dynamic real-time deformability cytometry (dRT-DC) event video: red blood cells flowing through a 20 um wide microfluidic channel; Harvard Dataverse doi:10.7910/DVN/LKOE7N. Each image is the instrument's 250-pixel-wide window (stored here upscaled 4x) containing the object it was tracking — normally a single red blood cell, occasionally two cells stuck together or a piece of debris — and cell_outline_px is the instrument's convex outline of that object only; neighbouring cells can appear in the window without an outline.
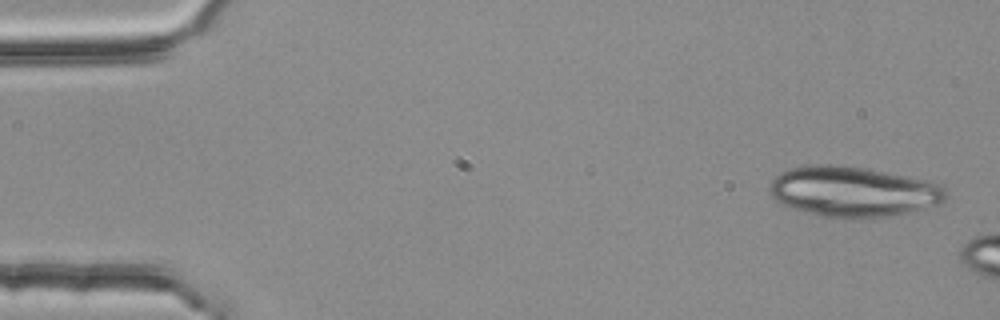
{"species": "common noctule bat (a hibernating species)", "species_latin": "Nyctalus noctula", "temperature_condition": "room temperature", "stored_images_in_passage": 6, "camera_frame_rate_fps": 3000, "um_per_image_px": 0.085, "animal": {"sex": "female", "body_mass_g": 25.1}, "frame": {"image": 1, "passage_image": 1, "time_ms": 0.0, "image_size_px": [1000, 320], "cell_outline_px": [[948, 196], [940, 204], [908, 212], [872, 220], [860, 220], [820, 216], [784, 204], [776, 200], [768, 192], [768, 184], [780, 172], [788, 168], [808, 164], [828, 164], [868, 168], [924, 180], [940, 184], [944, 188]], "centroid_in_image_um": [72.5, 16.3], "position_along_channel_um": 12.5, "area_um2": 52.25}}